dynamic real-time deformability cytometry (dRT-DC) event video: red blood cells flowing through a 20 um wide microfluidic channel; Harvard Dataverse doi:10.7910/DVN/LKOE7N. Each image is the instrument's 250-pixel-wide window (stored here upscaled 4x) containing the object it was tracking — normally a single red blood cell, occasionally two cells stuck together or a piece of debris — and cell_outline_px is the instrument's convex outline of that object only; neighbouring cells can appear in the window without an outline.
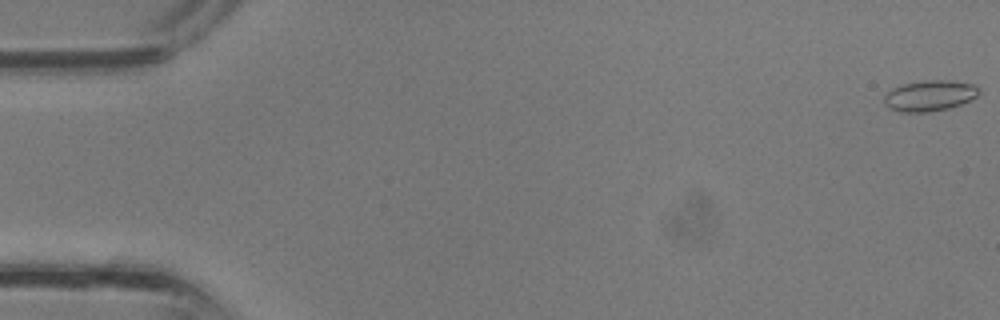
{"species": "common noctule bat (a hibernating species)", "species_latin": "Nyctalus noctula", "temperature_condition": "room temperature", "stored_images_in_passage": 12, "camera_frame_rate_fps": 3000, "um_per_image_px": 0.085, "animal": {"sex": "male", "body_mass_g": 13.3}, "frame": {"image": 1, "passage_image": 1, "time_ms": 0.0, "image_size_px": [1000, 320], "cell_outline_px": [[980, 92], [976, 96], [960, 104], [948, 108], [928, 112], [900, 112], [888, 108], [884, 104], [884, 96], [892, 88], [904, 84], [928, 80], [948, 80], [972, 84], [980, 88]], "centroid_in_image_um": [78.99, 8.14], "position_along_channel_um": 6.0, "area_um2": 16.88}}